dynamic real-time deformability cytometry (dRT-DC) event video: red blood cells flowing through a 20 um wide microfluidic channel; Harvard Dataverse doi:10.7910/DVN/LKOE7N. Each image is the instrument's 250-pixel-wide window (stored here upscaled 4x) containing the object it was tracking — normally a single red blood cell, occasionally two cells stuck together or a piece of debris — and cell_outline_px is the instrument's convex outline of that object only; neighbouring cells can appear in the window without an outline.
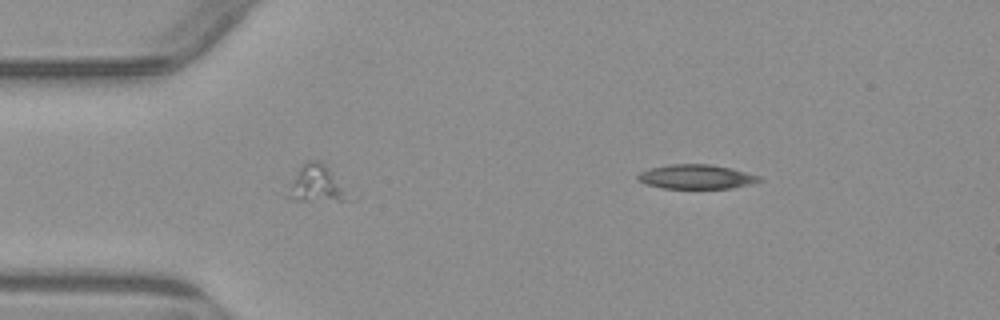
{"species": "common noctule bat (a hibernating species)", "species_latin": "Nyctalus noctula", "temperature_condition": "warm", "stored_images_in_passage": 5, "segment_of_instrument_passage": [2, 2], "camera_frame_rate_fps": 3000, "um_per_image_px": 0.085, "animal": {"sex": "male", "body_mass_g": 23.1, "forearm_length_mm": 52.7}, "frame": {"image": 1, "passage_image": 5, "time_ms": 4.667, "image_size_px": [1000, 320], "cell_outline_px": [[764, 180], [732, 188], [664, 188], [644, 184], [636, 180], [636, 176], [640, 172], [648, 168], [672, 164], [708, 164], [728, 168], [760, 176]], "centroid_in_image_um": [59.11, 15.03], "position_along_channel_um": 25.9, "area_um2": 17.11}}